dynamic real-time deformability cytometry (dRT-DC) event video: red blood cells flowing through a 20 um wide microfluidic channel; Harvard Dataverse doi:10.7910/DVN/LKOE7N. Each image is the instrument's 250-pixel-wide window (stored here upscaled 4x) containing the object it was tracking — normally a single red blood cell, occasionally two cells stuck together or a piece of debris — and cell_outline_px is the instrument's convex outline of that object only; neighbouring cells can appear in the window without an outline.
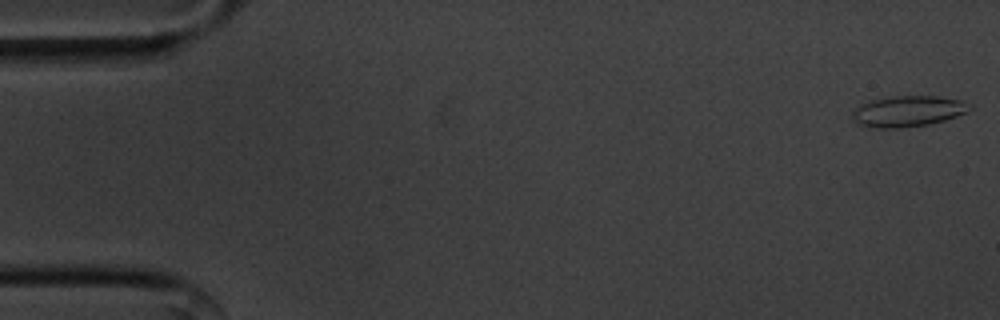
{"species": "common noctule bat (a hibernating species)", "species_latin": "Nyctalus noctula", "temperature_condition": "cold", "stored_images_in_passage": 55, "camera_frame_rate_fps": 3000, "um_per_image_px": 0.085, "animal": {"sex": "male", "body_mass_g": 20.1, "forearm_length_mm": 53.5}, "frame": {"image": 1, "passage_image": 1, "time_ms": 0.0, "image_size_px": [1000, 320], "cell_outline_px": [[972, 108], [956, 116], [944, 120], [928, 124], [900, 128], [876, 128], [856, 124], [852, 120], [852, 112], [860, 104], [868, 100], [892, 96], [936, 96], [960, 100], [972, 104]], "centroid_in_image_um": [77.12, 9.45], "position_along_channel_um": 7.9, "area_um2": 21.21}}
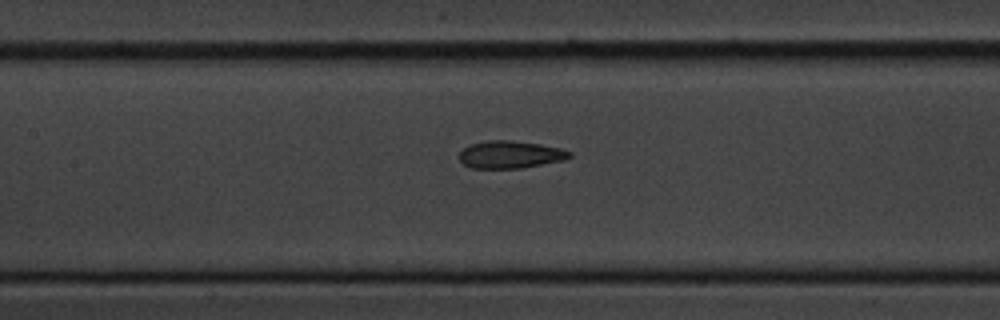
{"frame": {"image": 2, "passage_image": 25, "time_ms": 8.0, "image_size_px": [1000, 320], "cell_outline_px": [[572, 156], [564, 160], [520, 168], [472, 168], [464, 164], [460, 160], [460, 152], [468, 144], [488, 140], [508, 140], [540, 144], [560, 148], [572, 152]], "centroid_in_image_um": [43.37, 13.13], "position_along_channel_um": 164.0, "area_um2": 17.57}}
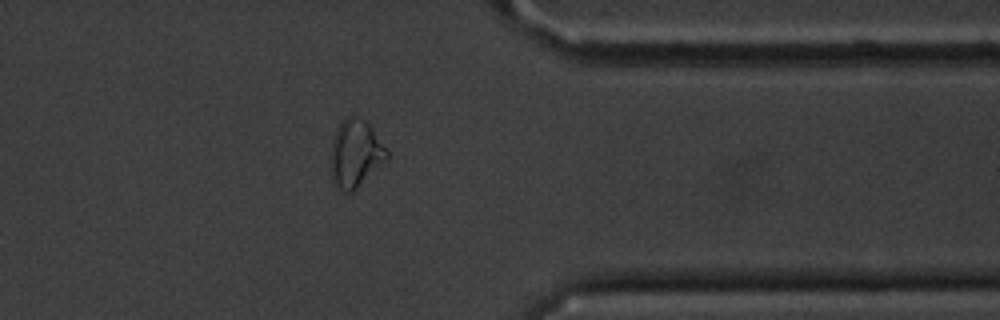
{"frame": {"image": 3, "passage_image": 44, "time_ms": 14.333, "image_size_px": [1000, 320], "cell_outline_px": [[388, 160], [352, 192], [344, 192], [336, 188], [332, 172], [332, 140], [336, 128], [344, 116], [360, 116], [372, 128], [388, 148]], "centroid_in_image_um": [30.25, 13.02], "position_along_channel_um": 381.2, "area_um2": 22.2}, "authors_computed_cell_mechanics": {"area_um2": 19.2474, "velocity_mm_per_s": 3.5919, "shape_relaxation_time_tau1_ms": 3.0761, "shape_relaxation_time_tau2_ms": 2.1685, "deformation_change_tau1": 0.116, "deformation_change_tau2": 0.0861}}